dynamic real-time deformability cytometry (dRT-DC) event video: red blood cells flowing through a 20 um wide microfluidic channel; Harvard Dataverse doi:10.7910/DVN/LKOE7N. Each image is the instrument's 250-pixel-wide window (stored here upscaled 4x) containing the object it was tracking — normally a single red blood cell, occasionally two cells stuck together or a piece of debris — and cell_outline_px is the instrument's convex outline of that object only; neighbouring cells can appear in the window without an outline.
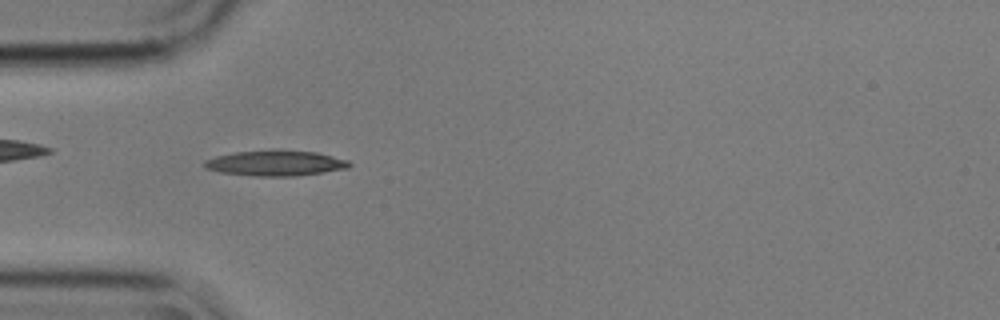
{"species": "common noctule bat (a hibernating species)", "species_latin": "Nyctalus noctula", "temperature_condition": "cold", "stored_images_in_passage": 4, "camera_frame_rate_fps": 3000, "um_per_image_px": 0.085, "animal": {"sex": "male", "body_mass_g": 17.9}, "frame": {"image": 1, "passage_image": 3, "time_ms": 0.667, "image_size_px": [1000, 320], "cell_outline_px": [[352, 164], [348, 168], [324, 172], [296, 176], [252, 176], [220, 172], [208, 168], [204, 164], [204, 160], [216, 156], [236, 152], [272, 148], [276, 148], [316, 152], [348, 160]], "centroid_in_image_um": [23.44, 13.84], "position_along_channel_um": 61.6, "area_um2": 21.85}}
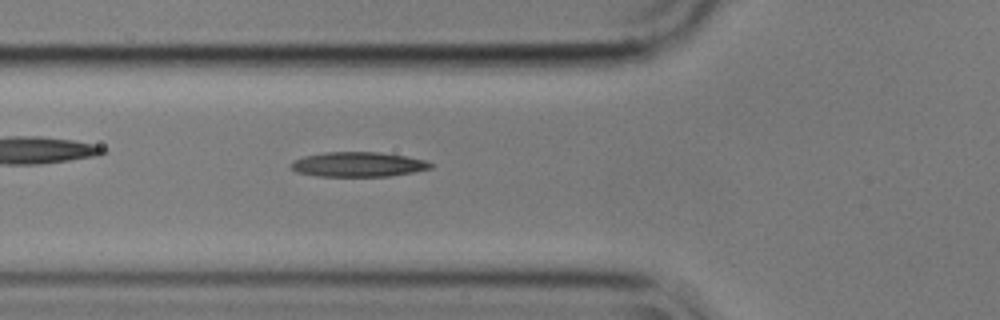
{"frame": {"image": 2, "passage_image": 4, "time_ms": 1.0, "image_size_px": [1000, 320], "cell_outline_px": [[432, 168], [392, 176], [316, 176], [296, 172], [292, 168], [292, 160], [304, 156], [324, 152], [380, 152], [404, 156], [424, 160], [432, 164]], "centroid_in_image_um": [30.41, 13.97], "position_along_channel_um": 95.4, "area_um2": 20.06}}